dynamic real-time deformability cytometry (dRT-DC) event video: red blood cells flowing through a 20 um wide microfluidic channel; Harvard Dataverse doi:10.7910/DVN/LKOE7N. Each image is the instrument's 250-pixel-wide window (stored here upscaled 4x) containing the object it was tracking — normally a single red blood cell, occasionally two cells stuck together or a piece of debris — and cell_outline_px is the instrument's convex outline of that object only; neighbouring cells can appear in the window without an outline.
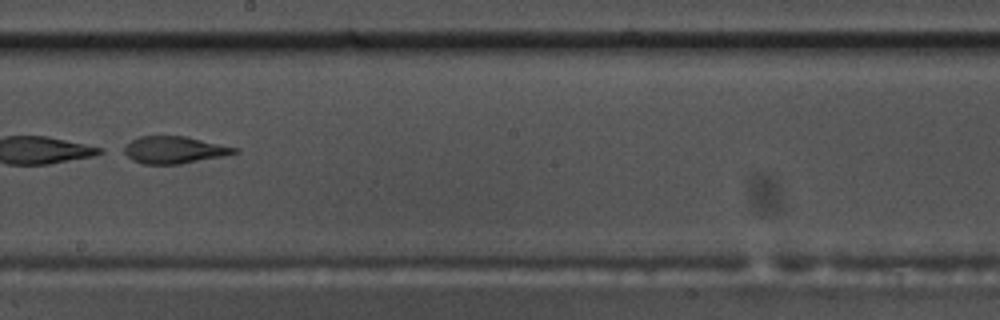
{"species": "common noctule bat (a hibernating species)", "species_latin": "Nyctalus noctula", "temperature_condition": "warm", "stored_images_in_passage": 55, "segment_of_instrument_passage": [2, 2], "camera_frame_rate_fps": 3000, "um_per_image_px": 0.085, "animal": {"sex": "male", "body_mass_g": 17.5, "forearm_length_mm": 52.3}, "frame": {"image": 1, "passage_image": 32, "time_ms": 10.333, "image_size_px": [1000, 320], "cell_outline_px": [[240, 152], [224, 156], [180, 164], [144, 164], [132, 160], [120, 152], [120, 148], [132, 140], [140, 136], [184, 136], [240, 148]], "centroid_in_image_um": [14.78, 12.74], "position_along_channel_um": 233.4, "area_um2": 17.74}}
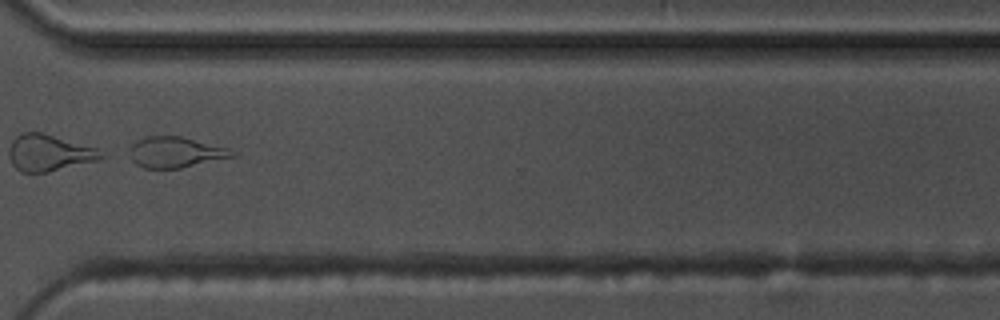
{"frame": {"image": 2, "passage_image": 42, "time_ms": 13.667, "image_size_px": [1000, 320], "cell_outline_px": [[240, 152], [236, 156], [180, 168], [144, 168], [136, 164], [132, 160], [128, 148], [136, 140], [148, 136], [180, 136], [228, 148]], "centroid_in_image_um": [14.93, 12.94], "position_along_channel_um": 355.7, "area_um2": 18.44}}